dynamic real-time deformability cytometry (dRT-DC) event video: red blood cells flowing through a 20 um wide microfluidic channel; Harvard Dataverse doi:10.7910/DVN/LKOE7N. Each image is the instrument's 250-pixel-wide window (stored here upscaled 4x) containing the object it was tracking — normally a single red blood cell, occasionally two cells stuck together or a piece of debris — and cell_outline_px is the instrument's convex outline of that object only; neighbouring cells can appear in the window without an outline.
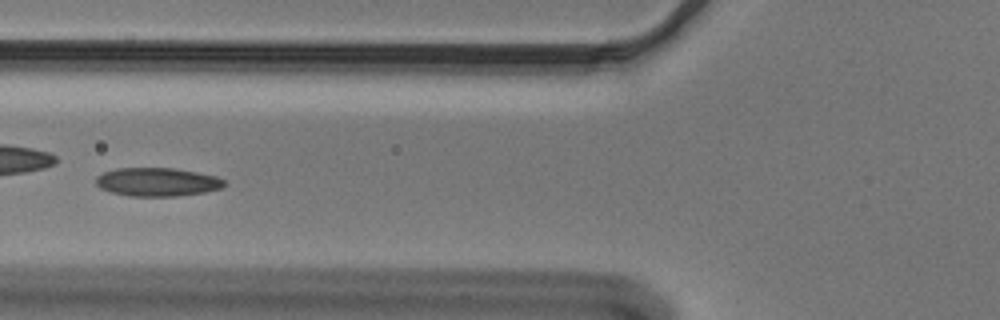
{"species": "Egyptian fruit bat (a non-hibernating species)", "species_latin": "Rousettus aegyptiacus", "temperature_condition": "cold", "stored_images_in_passage": 47, "camera_frame_rate_fps": 3000, "um_per_image_px": 0.085, "animal": {"sex": "male"}, "frame": {"image": 1, "passage_image": 21, "time_ms": 6.667, "image_size_px": [1000, 320], "cell_outline_px": [[224, 184], [220, 188], [204, 192], [176, 196], [128, 196], [112, 192], [100, 188], [96, 184], [96, 176], [104, 172], [116, 168], [172, 168], [196, 172], [216, 176], [224, 180]], "centroid_in_image_um": [13.33, 15.46], "position_along_channel_um": 112.5, "area_um2": 21.15}}
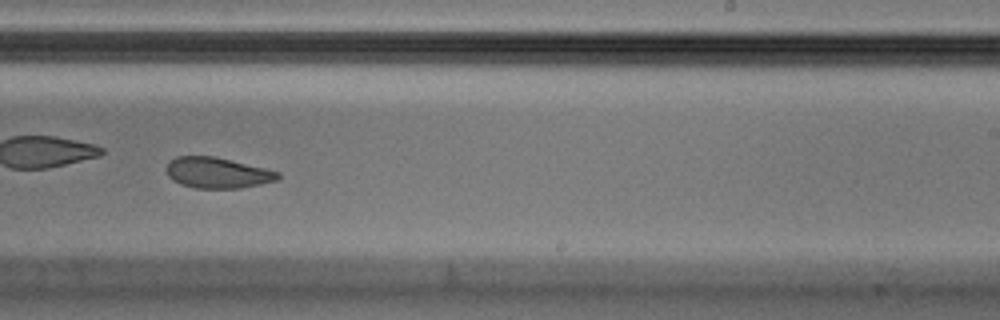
{"frame": {"image": 2, "passage_image": 34, "time_ms": 11.0, "image_size_px": [1000, 320], "cell_outline_px": [[280, 176], [276, 180], [260, 184], [240, 188], [196, 188], [180, 184], [172, 180], [168, 176], [168, 164], [176, 156], [216, 156], [280, 172]], "centroid_in_image_um": [18.48, 14.69], "position_along_channel_um": 270.5, "area_um2": 19.83}, "authors_computed_cell_mechanics": {"area_um2": 20.9814, "velocity_mm_per_s": 3.6475, "shape_relaxation_time_tau1_ms": 7.4612, "shape_relaxation_time_tau2_ms": 2.2778, "deformation_change_tau1": 0.1959, "deformation_change_tau2": 0.0798}}